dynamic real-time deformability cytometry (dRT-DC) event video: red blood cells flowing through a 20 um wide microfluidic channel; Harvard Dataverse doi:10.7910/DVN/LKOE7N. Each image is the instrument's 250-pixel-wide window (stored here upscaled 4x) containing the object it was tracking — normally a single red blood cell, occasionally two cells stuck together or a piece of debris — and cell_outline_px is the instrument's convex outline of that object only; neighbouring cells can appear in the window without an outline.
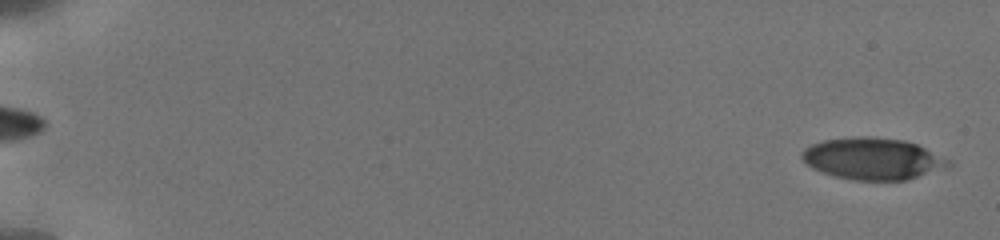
{"species": "human", "species_latin": "Homo sapiens", "temperature_condition": "cold", "stored_images_in_passage": 8, "camera_frame_rate_fps": 3000, "um_per_image_px": 0.085, "donor": {"sex": "male"}, "frame": {"image": 1, "passage_image": 1, "time_ms": 0.0, "image_size_px": [1000, 240], "cell_outline_px": [[952, 164], [944, 168], [904, 180], [852, 180], [836, 176], [812, 168], [800, 156], [800, 152], [804, 148], [812, 144], [824, 140], [852, 136], [872, 136], [904, 140], [916, 144], [948, 160]], "centroid_in_image_um": [74.12, 13.47], "position_along_channel_um": 10.9, "area_um2": 35.26}}
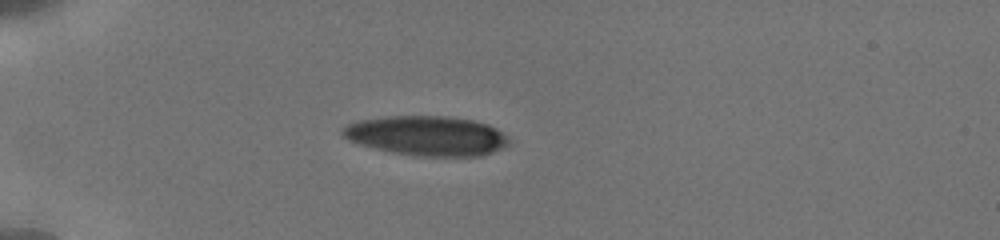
{"frame": {"image": 2, "passage_image": 6, "time_ms": 5.0, "image_size_px": [1000, 240], "cell_outline_px": [[512, 140], [504, 148], [480, 156], [416, 156], [376, 148], [360, 144], [348, 140], [340, 132], [340, 128], [348, 124], [360, 120], [388, 116], [448, 116], [472, 120], [488, 124], [504, 132]], "centroid_in_image_um": [36.32, 11.53], "position_along_channel_um": 48.7, "area_um2": 38.55}}
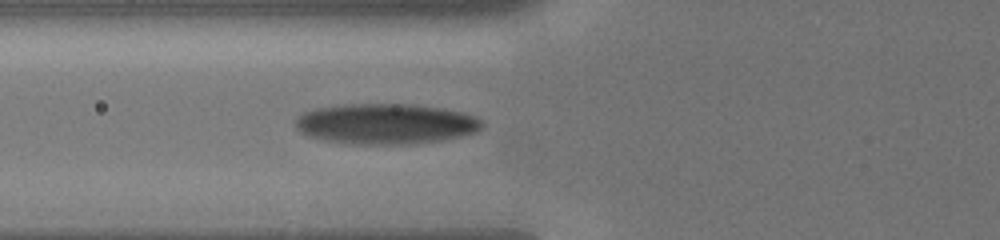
{"frame": {"image": 3, "passage_image": 8, "time_ms": 7.0, "image_size_px": [1000, 240], "cell_outline_px": [[484, 124], [476, 132], [460, 136], [440, 140], [416, 144], [348, 144], [308, 136], [300, 132], [296, 128], [296, 116], [304, 112], [316, 108], [344, 104], [412, 104], [440, 108], [460, 112], [476, 116]], "centroid_in_image_um": [32.77, 10.52], "position_along_channel_um": 93.0, "area_um2": 44.04}}